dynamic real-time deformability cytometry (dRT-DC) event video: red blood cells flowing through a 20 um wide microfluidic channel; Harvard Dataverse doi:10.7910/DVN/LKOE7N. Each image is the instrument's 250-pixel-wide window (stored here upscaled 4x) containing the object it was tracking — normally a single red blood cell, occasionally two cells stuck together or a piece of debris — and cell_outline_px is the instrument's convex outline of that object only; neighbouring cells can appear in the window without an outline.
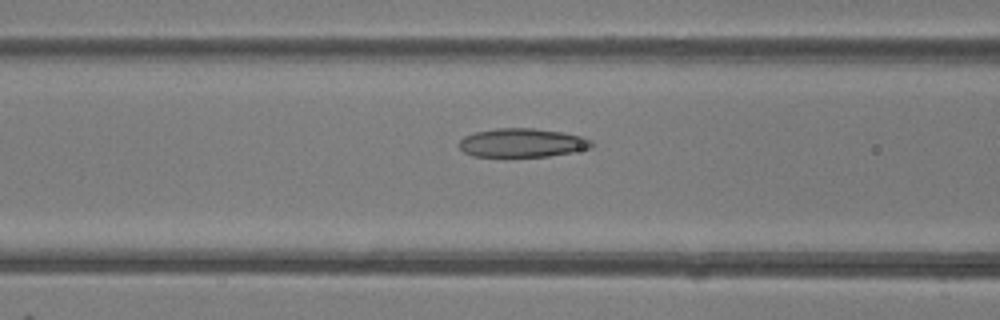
{"species": "common noctule bat (a hibernating species)", "species_latin": "Nyctalus noctula", "temperature_condition": "room temperature", "stored_images_in_passage": 49, "camera_frame_rate_fps": 3000, "um_per_image_px": 0.085, "animal": {"sex": "female"}, "frame": {"image": 1, "passage_image": 20, "time_ms": 6.333, "image_size_px": [1000, 320], "cell_outline_px": [[592, 148], [572, 152], [548, 156], [472, 156], [464, 152], [460, 148], [460, 140], [464, 136], [476, 132], [496, 128], [532, 128], [564, 132], [584, 136], [592, 140]], "centroid_in_image_um": [44.42, 12.13], "position_along_channel_um": 122.2, "area_um2": 22.2}}
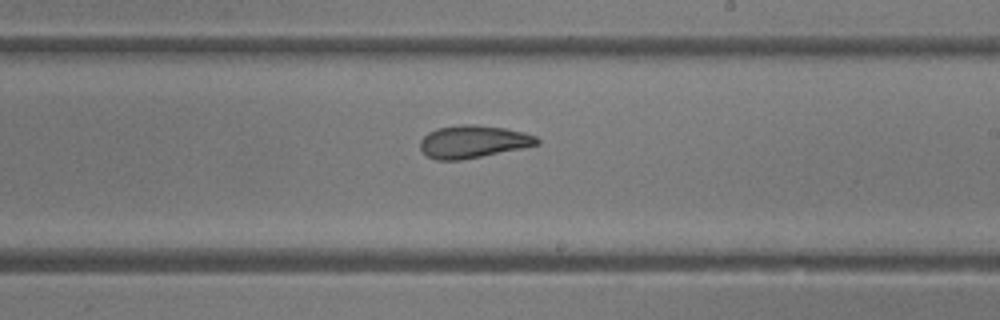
{"frame": {"image": 2, "passage_image": 29, "time_ms": 9.333, "image_size_px": [1000, 320], "cell_outline_px": [[540, 144], [524, 148], [460, 160], [436, 160], [428, 156], [420, 148], [420, 140], [428, 132], [436, 128], [460, 124], [476, 124], [504, 128], [524, 132], [536, 136], [540, 140]], "centroid_in_image_um": [40.23, 12.03], "position_along_channel_um": 248.8, "area_um2": 22.31}}
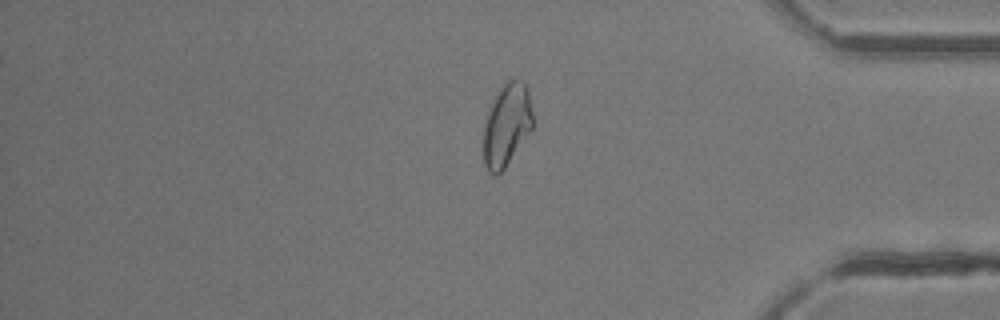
{"frame": {"image": 3, "passage_image": 41, "time_ms": 13.333, "image_size_px": [1000, 320], "cell_outline_px": [[532, 128], [504, 168], [496, 176], [492, 176], [488, 172], [484, 164], [484, 124], [488, 112], [504, 80], [512, 76], [520, 80], [524, 84], [528, 92], [532, 112]], "centroid_in_image_um": [43.05, 10.6], "position_along_channel_um": 392.1, "area_um2": 23.47}, "authors_computed_cell_mechanics": {"area_um2": 24.3338, "velocity_mm_per_s": 4.2198, "shape_relaxation_time_tau1_ms": null, "shape_relaxation_time_tau2_ms": 1.4906, "deformation_change_tau1": null, "deformation_change_tau2": 0.07}}